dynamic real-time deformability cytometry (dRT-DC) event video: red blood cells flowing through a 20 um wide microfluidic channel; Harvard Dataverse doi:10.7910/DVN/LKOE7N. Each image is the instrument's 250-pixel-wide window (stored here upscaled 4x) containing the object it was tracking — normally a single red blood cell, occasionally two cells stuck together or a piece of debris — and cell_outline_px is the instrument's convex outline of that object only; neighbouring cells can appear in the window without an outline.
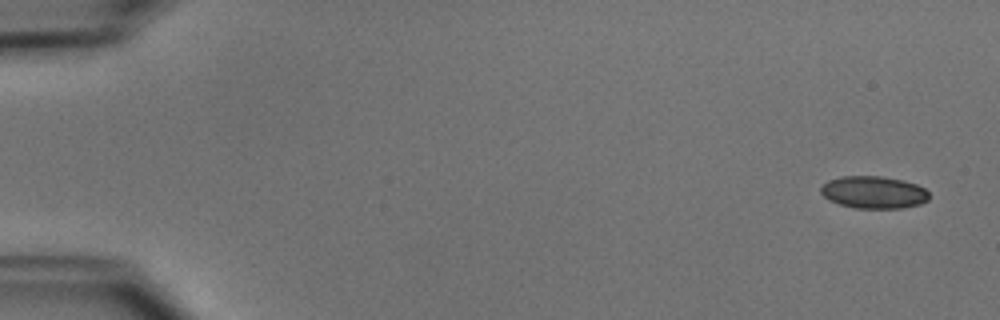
{"species": "common noctule bat (a hibernating species)", "species_latin": "Nyctalus noctula", "temperature_condition": "cold", "stored_images_in_passage": 50, "camera_frame_rate_fps": 3000, "um_per_image_px": 0.085, "animal": {"sex": "male", "body_mass_g": 15.6}, "frame": {"image": 1, "passage_image": 1, "time_ms": 0.0, "image_size_px": [1000, 320], "cell_outline_px": [[928, 200], [920, 204], [900, 208], [856, 208], [840, 204], [828, 200], [820, 192], [820, 188], [828, 180], [840, 176], [880, 176], [904, 180], [916, 184], [924, 188], [928, 192]], "centroid_in_image_um": [74.25, 16.34], "position_along_channel_um": 10.8, "area_um2": 20.4}}
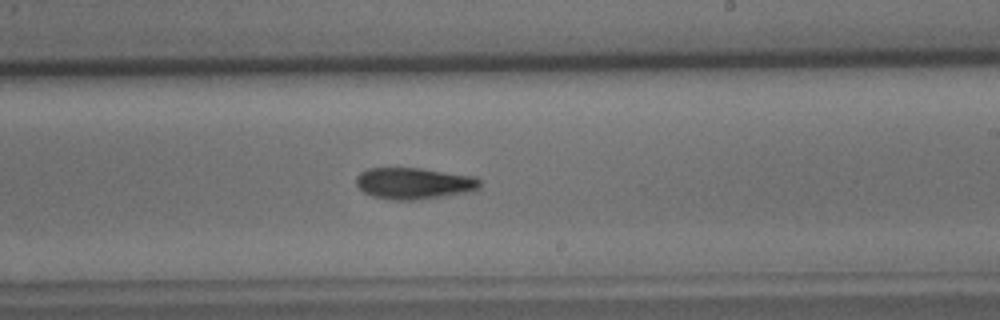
{"frame": {"image": 2, "passage_image": 30, "time_ms": 9.667, "image_size_px": [1000, 320], "cell_outline_px": [[480, 188], [472, 192], [420, 200], [392, 200], [372, 196], [364, 192], [356, 184], [356, 176], [360, 172], [368, 168], [420, 168], [476, 176], [480, 180]], "centroid_in_image_um": [35.22, 15.59], "position_along_channel_um": 253.8, "area_um2": 23.06}}
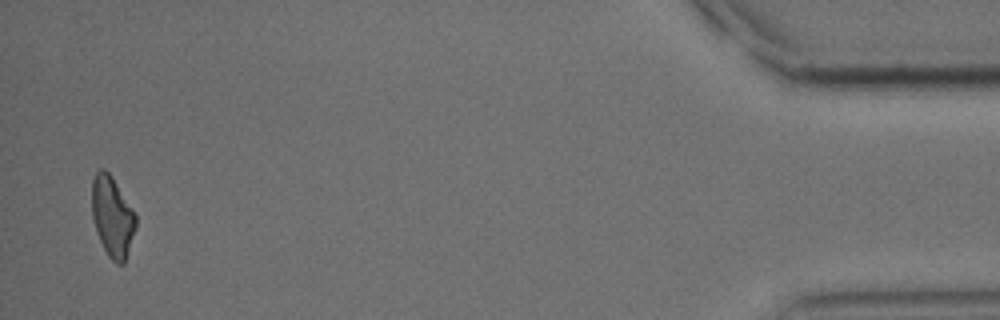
{"frame": {"image": 3, "passage_image": 49, "time_ms": 16.0, "image_size_px": [1000, 320], "cell_outline_px": [[136, 228], [124, 264], [116, 264], [108, 256], [96, 232], [92, 216], [92, 180], [96, 172], [100, 168], [104, 168], [112, 176], [132, 208], [136, 216]], "centroid_in_image_um": [9.54, 18.41], "position_along_channel_um": 425.7, "area_um2": 20.58}, "authors_computed_cell_mechanics": {"area_um2": 21.7328, "velocity_mm_per_s": 3.948, "shape_relaxation_time_tau1_ms": 2.9969, "shape_relaxation_time_tau2_ms": null, "deformation_change_tau1": 0.1412, "deformation_change_tau2": null}}